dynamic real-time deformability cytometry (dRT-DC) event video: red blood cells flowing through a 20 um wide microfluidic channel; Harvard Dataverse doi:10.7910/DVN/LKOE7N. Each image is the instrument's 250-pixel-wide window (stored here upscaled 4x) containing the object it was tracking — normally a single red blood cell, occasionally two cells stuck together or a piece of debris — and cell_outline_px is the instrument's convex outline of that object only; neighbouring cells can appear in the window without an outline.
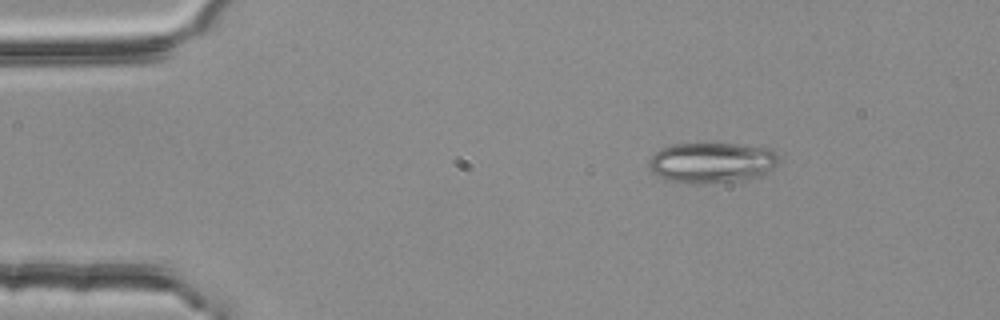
{"species": "common noctule bat (a hibernating species)", "species_latin": "Nyctalus noctula", "temperature_condition": "room temperature", "stored_images_in_passage": 3, "camera_frame_rate_fps": 3000, "um_per_image_px": 0.085, "animal": {"sex": "female", "body_mass_g": 25.1}, "frame": {"image": 1, "passage_image": 1, "time_ms": 0.0, "image_size_px": [1000, 320], "cell_outline_px": [[780, 160], [772, 168], [760, 176], [748, 180], [664, 180], [652, 172], [648, 168], [648, 160], [660, 148], [672, 144], [736, 144], [768, 148]], "centroid_in_image_um": [60.48, 13.77], "position_along_channel_um": 24.5, "area_um2": 29.54}}